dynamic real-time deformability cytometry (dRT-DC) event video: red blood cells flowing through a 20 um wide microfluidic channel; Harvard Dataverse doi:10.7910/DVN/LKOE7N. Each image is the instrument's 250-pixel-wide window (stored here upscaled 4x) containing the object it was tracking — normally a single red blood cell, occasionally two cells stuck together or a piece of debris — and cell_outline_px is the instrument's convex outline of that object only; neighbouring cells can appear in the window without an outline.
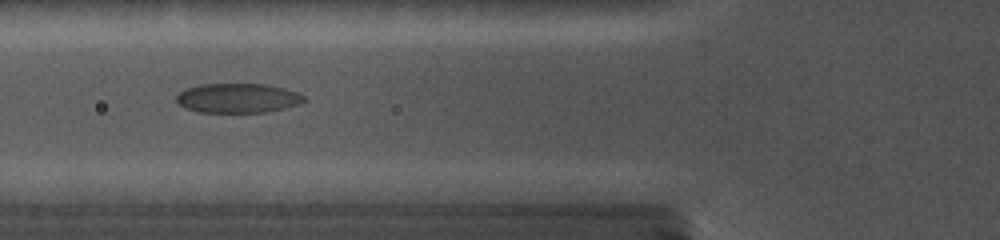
{"species": "common noctule bat (a hibernating species)", "species_latin": "Nyctalus noctula", "temperature_condition": "cold", "stored_images_in_passage": 6, "camera_frame_rate_fps": 5000, "um_per_image_px": 0.085, "animal": {"sex": "female", "body_mass_g": 19.0, "forearm_length_mm": 56.7}, "frame": {"image": 1, "passage_image": 4, "time_ms": 1.2, "image_size_px": [1000, 240], "cell_outline_px": [[308, 100], [300, 104], [268, 112], [196, 112], [184, 108], [176, 100], [176, 96], [180, 92], [188, 88], [200, 84], [264, 84], [284, 88], [300, 92]], "centroid_in_image_um": [20.25, 8.34], "position_along_channel_um": 105.5, "area_um2": 22.08}}